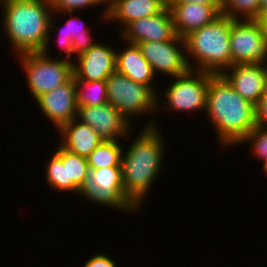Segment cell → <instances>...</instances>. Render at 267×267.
<instances>
[{"mask_svg": "<svg viewBox=\"0 0 267 267\" xmlns=\"http://www.w3.org/2000/svg\"><path fill=\"white\" fill-rule=\"evenodd\" d=\"M205 111L225 146L240 144L257 126L256 106L242 98L221 74L209 79Z\"/></svg>", "mask_w": 267, "mask_h": 267, "instance_id": "obj_1", "label": "cell"}, {"mask_svg": "<svg viewBox=\"0 0 267 267\" xmlns=\"http://www.w3.org/2000/svg\"><path fill=\"white\" fill-rule=\"evenodd\" d=\"M3 28L17 54L42 52L47 54L52 21L49 0H2ZM51 27V28H50Z\"/></svg>", "mask_w": 267, "mask_h": 267, "instance_id": "obj_2", "label": "cell"}, {"mask_svg": "<svg viewBox=\"0 0 267 267\" xmlns=\"http://www.w3.org/2000/svg\"><path fill=\"white\" fill-rule=\"evenodd\" d=\"M156 126L148 124L122 154V183L126 196L140 207L162 166V139Z\"/></svg>", "mask_w": 267, "mask_h": 267, "instance_id": "obj_3", "label": "cell"}, {"mask_svg": "<svg viewBox=\"0 0 267 267\" xmlns=\"http://www.w3.org/2000/svg\"><path fill=\"white\" fill-rule=\"evenodd\" d=\"M233 21L221 14L212 23L191 32L184 38L186 54L192 56L198 64L194 71L220 75L232 66L230 31Z\"/></svg>", "mask_w": 267, "mask_h": 267, "instance_id": "obj_4", "label": "cell"}, {"mask_svg": "<svg viewBox=\"0 0 267 267\" xmlns=\"http://www.w3.org/2000/svg\"><path fill=\"white\" fill-rule=\"evenodd\" d=\"M18 55L35 100L66 83L73 76V64L70 60H52L42 52H26Z\"/></svg>", "mask_w": 267, "mask_h": 267, "instance_id": "obj_5", "label": "cell"}, {"mask_svg": "<svg viewBox=\"0 0 267 267\" xmlns=\"http://www.w3.org/2000/svg\"><path fill=\"white\" fill-rule=\"evenodd\" d=\"M107 102L113 105L126 119L134 114L149 113L156 108L154 91L115 71L106 79Z\"/></svg>", "mask_w": 267, "mask_h": 267, "instance_id": "obj_6", "label": "cell"}, {"mask_svg": "<svg viewBox=\"0 0 267 267\" xmlns=\"http://www.w3.org/2000/svg\"><path fill=\"white\" fill-rule=\"evenodd\" d=\"M79 194L96 203L134 212L138 207L126 196L122 183V168L89 169Z\"/></svg>", "mask_w": 267, "mask_h": 267, "instance_id": "obj_7", "label": "cell"}, {"mask_svg": "<svg viewBox=\"0 0 267 267\" xmlns=\"http://www.w3.org/2000/svg\"><path fill=\"white\" fill-rule=\"evenodd\" d=\"M232 65L261 64L267 59V37L263 20H234L230 31Z\"/></svg>", "mask_w": 267, "mask_h": 267, "instance_id": "obj_8", "label": "cell"}, {"mask_svg": "<svg viewBox=\"0 0 267 267\" xmlns=\"http://www.w3.org/2000/svg\"><path fill=\"white\" fill-rule=\"evenodd\" d=\"M47 183L58 191L79 194L89 174L87 158L74 154L61 145L47 163Z\"/></svg>", "mask_w": 267, "mask_h": 267, "instance_id": "obj_9", "label": "cell"}, {"mask_svg": "<svg viewBox=\"0 0 267 267\" xmlns=\"http://www.w3.org/2000/svg\"><path fill=\"white\" fill-rule=\"evenodd\" d=\"M195 72L189 70L187 73L175 77L176 80L165 92L168 109L186 112L197 109L206 110L209 79L213 74L202 71ZM193 73L196 75L194 76Z\"/></svg>", "mask_w": 267, "mask_h": 267, "instance_id": "obj_10", "label": "cell"}, {"mask_svg": "<svg viewBox=\"0 0 267 267\" xmlns=\"http://www.w3.org/2000/svg\"><path fill=\"white\" fill-rule=\"evenodd\" d=\"M183 46L180 50L176 45ZM141 49L142 55L152 66V70L161 71L172 77L180 76L193 70L183 51H186L185 39L175 35L168 41H149L136 44Z\"/></svg>", "mask_w": 267, "mask_h": 267, "instance_id": "obj_11", "label": "cell"}, {"mask_svg": "<svg viewBox=\"0 0 267 267\" xmlns=\"http://www.w3.org/2000/svg\"><path fill=\"white\" fill-rule=\"evenodd\" d=\"M76 115L82 123L91 126L103 141H117L129 131L130 120L108 102L98 106L78 105Z\"/></svg>", "mask_w": 267, "mask_h": 267, "instance_id": "obj_12", "label": "cell"}, {"mask_svg": "<svg viewBox=\"0 0 267 267\" xmlns=\"http://www.w3.org/2000/svg\"><path fill=\"white\" fill-rule=\"evenodd\" d=\"M36 101L44 115L53 121L59 130L64 124L76 118L78 102L74 77L39 96Z\"/></svg>", "mask_w": 267, "mask_h": 267, "instance_id": "obj_13", "label": "cell"}, {"mask_svg": "<svg viewBox=\"0 0 267 267\" xmlns=\"http://www.w3.org/2000/svg\"><path fill=\"white\" fill-rule=\"evenodd\" d=\"M122 31L123 38L130 44L168 41L176 35L170 8H164L153 16L134 20Z\"/></svg>", "mask_w": 267, "mask_h": 267, "instance_id": "obj_14", "label": "cell"}, {"mask_svg": "<svg viewBox=\"0 0 267 267\" xmlns=\"http://www.w3.org/2000/svg\"><path fill=\"white\" fill-rule=\"evenodd\" d=\"M107 45L95 43L88 51L78 56L73 63L74 79L84 81L106 80L116 71V51Z\"/></svg>", "mask_w": 267, "mask_h": 267, "instance_id": "obj_15", "label": "cell"}, {"mask_svg": "<svg viewBox=\"0 0 267 267\" xmlns=\"http://www.w3.org/2000/svg\"><path fill=\"white\" fill-rule=\"evenodd\" d=\"M227 70L221 75L242 98L256 106L266 92L261 64H234Z\"/></svg>", "mask_w": 267, "mask_h": 267, "instance_id": "obj_16", "label": "cell"}, {"mask_svg": "<svg viewBox=\"0 0 267 267\" xmlns=\"http://www.w3.org/2000/svg\"><path fill=\"white\" fill-rule=\"evenodd\" d=\"M170 9L176 35L185 38L191 32L212 23L219 17L222 6L187 3L173 4Z\"/></svg>", "mask_w": 267, "mask_h": 267, "instance_id": "obj_17", "label": "cell"}, {"mask_svg": "<svg viewBox=\"0 0 267 267\" xmlns=\"http://www.w3.org/2000/svg\"><path fill=\"white\" fill-rule=\"evenodd\" d=\"M77 120L75 118L59 129L64 137L62 144L59 145L78 156L87 158L103 140L91 126L80 121L77 123Z\"/></svg>", "mask_w": 267, "mask_h": 267, "instance_id": "obj_18", "label": "cell"}, {"mask_svg": "<svg viewBox=\"0 0 267 267\" xmlns=\"http://www.w3.org/2000/svg\"><path fill=\"white\" fill-rule=\"evenodd\" d=\"M163 9L156 0H108L102 16L106 20H119L125 27L134 20L153 16Z\"/></svg>", "mask_w": 267, "mask_h": 267, "instance_id": "obj_19", "label": "cell"}, {"mask_svg": "<svg viewBox=\"0 0 267 267\" xmlns=\"http://www.w3.org/2000/svg\"><path fill=\"white\" fill-rule=\"evenodd\" d=\"M116 71L155 91L151 85L154 78L152 66L142 55L138 45L129 43L124 51L116 53Z\"/></svg>", "mask_w": 267, "mask_h": 267, "instance_id": "obj_20", "label": "cell"}, {"mask_svg": "<svg viewBox=\"0 0 267 267\" xmlns=\"http://www.w3.org/2000/svg\"><path fill=\"white\" fill-rule=\"evenodd\" d=\"M77 24L78 23H75V20L72 21L70 19L66 21V28H60V32H62V34H60L62 36L58 39L59 46L67 52L66 60H69L70 56L74 53H76L77 56L81 55L95 44L88 36V31L85 29L84 24L80 26H77ZM78 27H80V30Z\"/></svg>", "mask_w": 267, "mask_h": 267, "instance_id": "obj_21", "label": "cell"}, {"mask_svg": "<svg viewBox=\"0 0 267 267\" xmlns=\"http://www.w3.org/2000/svg\"><path fill=\"white\" fill-rule=\"evenodd\" d=\"M122 150L118 141H103L87 157L89 169L121 167Z\"/></svg>", "mask_w": 267, "mask_h": 267, "instance_id": "obj_22", "label": "cell"}, {"mask_svg": "<svg viewBox=\"0 0 267 267\" xmlns=\"http://www.w3.org/2000/svg\"><path fill=\"white\" fill-rule=\"evenodd\" d=\"M75 84L78 105L98 106L107 103L106 80L84 81L75 79ZM80 86L85 89L83 90Z\"/></svg>", "mask_w": 267, "mask_h": 267, "instance_id": "obj_23", "label": "cell"}, {"mask_svg": "<svg viewBox=\"0 0 267 267\" xmlns=\"http://www.w3.org/2000/svg\"><path fill=\"white\" fill-rule=\"evenodd\" d=\"M237 12L243 20H260V0H222V15L238 20Z\"/></svg>", "mask_w": 267, "mask_h": 267, "instance_id": "obj_24", "label": "cell"}, {"mask_svg": "<svg viewBox=\"0 0 267 267\" xmlns=\"http://www.w3.org/2000/svg\"><path fill=\"white\" fill-rule=\"evenodd\" d=\"M245 141H251L253 153L263 162L267 161V127L256 126L242 140V142Z\"/></svg>", "mask_w": 267, "mask_h": 267, "instance_id": "obj_25", "label": "cell"}, {"mask_svg": "<svg viewBox=\"0 0 267 267\" xmlns=\"http://www.w3.org/2000/svg\"><path fill=\"white\" fill-rule=\"evenodd\" d=\"M105 2L108 3V0H49L53 13L66 11V13L70 12V15L78 8L80 9Z\"/></svg>", "mask_w": 267, "mask_h": 267, "instance_id": "obj_26", "label": "cell"}, {"mask_svg": "<svg viewBox=\"0 0 267 267\" xmlns=\"http://www.w3.org/2000/svg\"><path fill=\"white\" fill-rule=\"evenodd\" d=\"M256 122L257 126H267V89L262 95L260 102L256 105Z\"/></svg>", "mask_w": 267, "mask_h": 267, "instance_id": "obj_27", "label": "cell"}, {"mask_svg": "<svg viewBox=\"0 0 267 267\" xmlns=\"http://www.w3.org/2000/svg\"><path fill=\"white\" fill-rule=\"evenodd\" d=\"M84 267H116V263L108 255L99 253L91 257Z\"/></svg>", "mask_w": 267, "mask_h": 267, "instance_id": "obj_28", "label": "cell"}, {"mask_svg": "<svg viewBox=\"0 0 267 267\" xmlns=\"http://www.w3.org/2000/svg\"><path fill=\"white\" fill-rule=\"evenodd\" d=\"M197 3L209 6H222V0H174V4Z\"/></svg>", "mask_w": 267, "mask_h": 267, "instance_id": "obj_29", "label": "cell"}, {"mask_svg": "<svg viewBox=\"0 0 267 267\" xmlns=\"http://www.w3.org/2000/svg\"><path fill=\"white\" fill-rule=\"evenodd\" d=\"M267 16V0H260V20Z\"/></svg>", "mask_w": 267, "mask_h": 267, "instance_id": "obj_30", "label": "cell"}, {"mask_svg": "<svg viewBox=\"0 0 267 267\" xmlns=\"http://www.w3.org/2000/svg\"><path fill=\"white\" fill-rule=\"evenodd\" d=\"M164 8H171L174 4V0H156Z\"/></svg>", "mask_w": 267, "mask_h": 267, "instance_id": "obj_31", "label": "cell"}, {"mask_svg": "<svg viewBox=\"0 0 267 267\" xmlns=\"http://www.w3.org/2000/svg\"><path fill=\"white\" fill-rule=\"evenodd\" d=\"M264 64H265V62L261 63V66H262V70H263V78H264V82H265V87L267 89V65L266 64L264 65Z\"/></svg>", "mask_w": 267, "mask_h": 267, "instance_id": "obj_32", "label": "cell"}, {"mask_svg": "<svg viewBox=\"0 0 267 267\" xmlns=\"http://www.w3.org/2000/svg\"><path fill=\"white\" fill-rule=\"evenodd\" d=\"M265 28H266V37H267V16L263 19Z\"/></svg>", "mask_w": 267, "mask_h": 267, "instance_id": "obj_33", "label": "cell"}, {"mask_svg": "<svg viewBox=\"0 0 267 267\" xmlns=\"http://www.w3.org/2000/svg\"><path fill=\"white\" fill-rule=\"evenodd\" d=\"M263 170H264L265 174L267 175V161H264Z\"/></svg>", "mask_w": 267, "mask_h": 267, "instance_id": "obj_34", "label": "cell"}]
</instances>
